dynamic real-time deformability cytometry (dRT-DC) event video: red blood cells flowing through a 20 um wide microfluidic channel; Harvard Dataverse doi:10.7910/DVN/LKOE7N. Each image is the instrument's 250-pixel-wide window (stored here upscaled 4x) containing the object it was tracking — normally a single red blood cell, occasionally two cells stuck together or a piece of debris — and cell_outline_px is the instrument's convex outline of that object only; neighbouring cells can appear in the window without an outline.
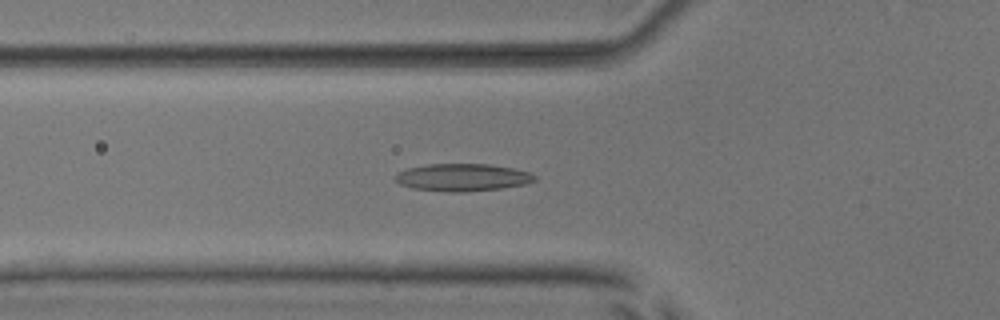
{"species": "common noctule bat (a hibernating species)", "species_latin": "Nyctalus noctula", "temperature_condition": "room temperature", "stored_images_in_passage": 54, "camera_frame_rate_fps": 3000, "um_per_image_px": 0.085, "animal": {"sex": "male", "body_mass_g": 17.9, "forearm_length_mm": 54.2}, "frame": {"image": 1, "passage_image": 20, "time_ms": 6.333, "image_size_px": [1000, 320], "cell_outline_px": [[536, 180], [524, 184], [500, 188], [464, 192], [448, 192], [412, 188], [400, 184], [392, 176], [396, 172], [408, 168], [428, 164], [488, 164], [512, 168], [528, 172], [536, 176]], "centroid_in_image_um": [39.26, 15.08], "position_along_channel_um": 86.5, "area_um2": 22.25}}
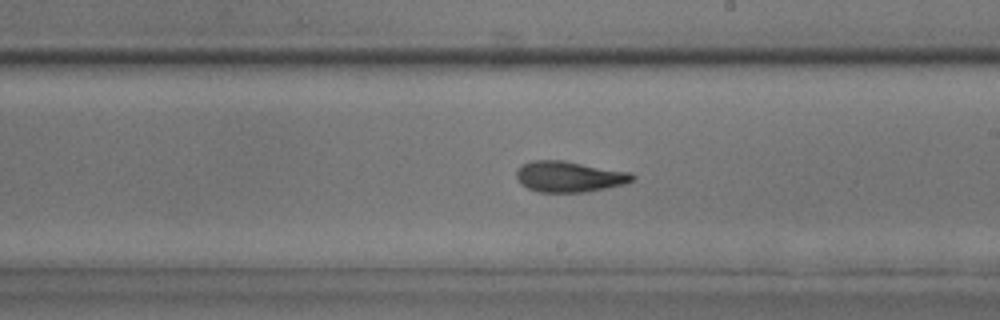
{"frame": {"image": 2, "passage_image": 32, "time_ms": 10.333, "image_size_px": [1000, 320], "cell_outline_px": [[636, 180], [624, 184], [608, 188], [584, 192], [540, 192], [528, 188], [520, 184], [516, 180], [516, 168], [520, 164], [532, 160], [564, 160], [628, 172], [636, 176]], "centroid_in_image_um": [48.34, 15.01], "position_along_channel_um": 240.7, "area_um2": 21.1}}
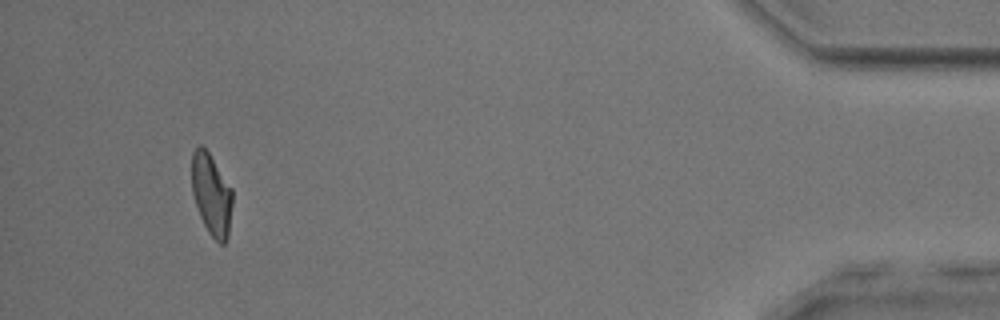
{"frame": {"image": 3, "passage_image": 51, "time_ms": 16.667, "image_size_px": [1000, 320], "cell_outline_px": [[232, 204], [228, 240], [224, 244], [220, 244], [208, 232], [200, 216], [192, 192], [192, 152], [200, 144], [208, 152], [232, 188]], "centroid_in_image_um": [17.99, 16.56], "position_along_channel_um": 417.2, "area_um2": 19.25}, "authors_computed_cell_mechanics": {"area_um2": 21.097, "velocity_mm_per_s": 3.8573, "shape_relaxation_time_tau1_ms": 10.0311, "shape_relaxation_time_tau2_ms": 2.2943, "deformation_change_tau1": 0.2313, "deformation_change_tau2": 0.103}}